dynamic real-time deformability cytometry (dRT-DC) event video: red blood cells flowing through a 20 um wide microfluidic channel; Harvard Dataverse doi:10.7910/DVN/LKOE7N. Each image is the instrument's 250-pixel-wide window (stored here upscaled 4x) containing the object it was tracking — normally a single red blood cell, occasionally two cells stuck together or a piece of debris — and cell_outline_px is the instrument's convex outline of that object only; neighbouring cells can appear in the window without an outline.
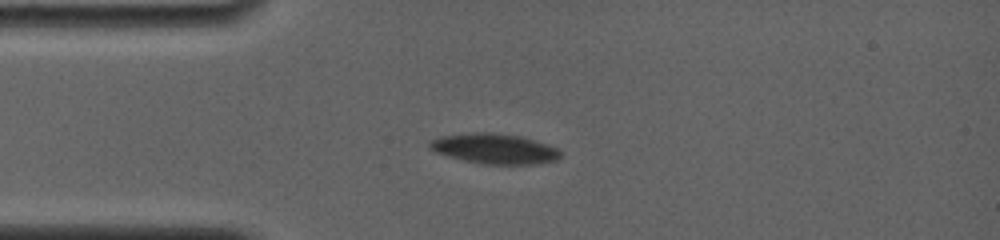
{"species": "common noctule bat (a hibernating species)", "species_latin": "Nyctalus noctula", "temperature_condition": "room temperature", "stored_images_in_passage": 39, "camera_frame_rate_fps": 4000, "um_per_image_px": 0.085, "animal": {"sex": "female", "body_mass_g": 19.0, "forearm_length_mm": 56.7}, "frame": {"image": 1, "passage_image": 4, "time_ms": 1.25, "image_size_px": [1000, 240], "cell_outline_px": [[560, 156], [556, 160], [540, 164], [484, 164], [464, 160], [448, 156], [436, 152], [428, 148], [428, 144], [432, 140], [440, 136], [472, 132], [492, 132], [520, 136], [556, 148], [560, 152]], "centroid_in_image_um": [41.99, 12.64], "position_along_channel_um": 43.0, "area_um2": 22.83}}
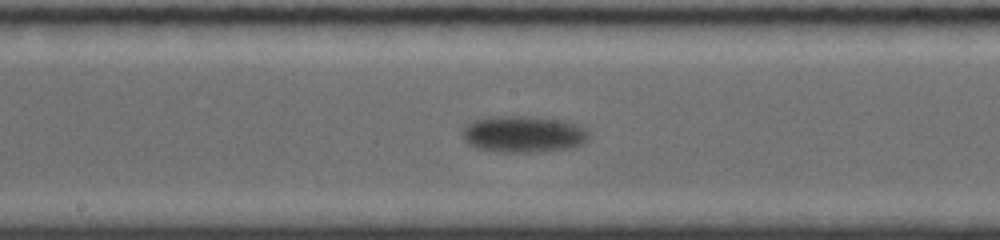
{"frame": {"image": 2, "passage_image": 19, "time_ms": 6.5, "image_size_px": [1000, 240], "cell_outline_px": [[588, 140], [584, 144], [576, 148], [532, 152], [500, 152], [476, 148], [468, 144], [464, 140], [464, 128], [472, 120], [488, 116], [532, 116], [556, 120], [576, 124], [584, 128], [588, 132]], "centroid_in_image_um": [44.5, 11.41], "position_along_channel_um": 203.7, "area_um2": 27.11}}
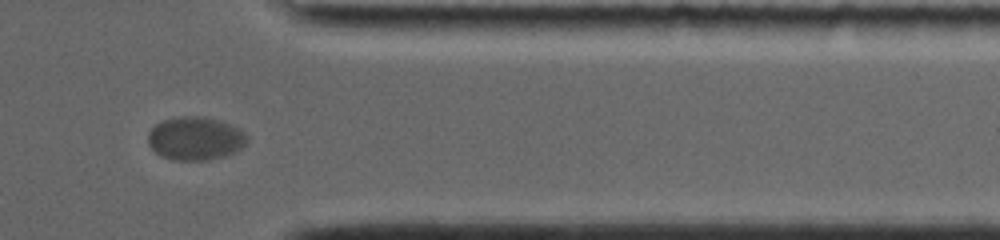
{"frame": {"image": 3, "passage_image": 34, "time_ms": 12.25, "image_size_px": [1000, 240], "cell_outline_px": [[248, 140], [236, 152], [228, 156], [208, 160], [172, 160], [160, 156], [148, 144], [148, 132], [156, 124], [164, 120], [180, 116], [196, 116], [216, 120], [228, 124], [244, 132]], "centroid_in_image_um": [16.58, 11.79], "position_along_channel_um": 394.8, "area_um2": 24.85}, "authors_computed_cell_mechanics": {"area_um2": 24.9696, "velocity_mm_per_s": 3.3549, "shape_relaxation_time_tau1_ms": 2.5572, "shape_relaxation_time_tau2_ms": null, "deformation_change_tau1": 0.0649, "deformation_change_tau2": null}}